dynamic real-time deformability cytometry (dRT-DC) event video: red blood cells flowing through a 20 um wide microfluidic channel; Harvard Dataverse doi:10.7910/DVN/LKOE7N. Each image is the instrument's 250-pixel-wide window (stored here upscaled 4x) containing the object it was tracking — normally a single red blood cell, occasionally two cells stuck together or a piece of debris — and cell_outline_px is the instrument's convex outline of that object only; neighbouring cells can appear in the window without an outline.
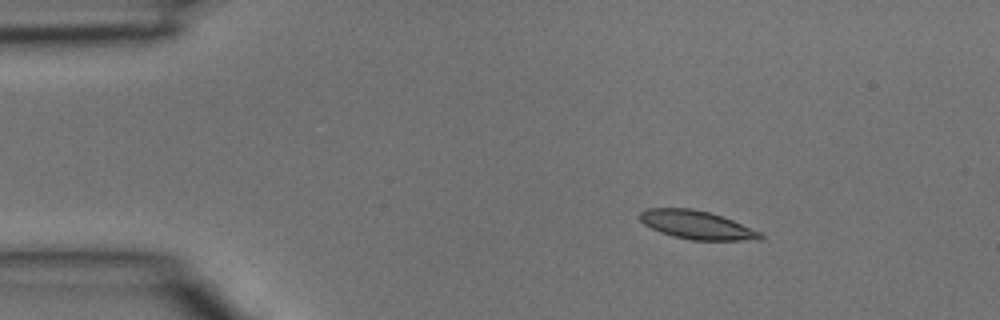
{"species": "common noctule bat (a hibernating species)", "species_latin": "Nyctalus noctula", "temperature_condition": "room temperature", "stored_images_in_passage": 39, "camera_frame_rate_fps": 3000, "um_per_image_px": 0.085, "animal": {"sex": "male", "body_mass_g": 15.6}, "frame": {"image": 1, "passage_image": 6, "time_ms": 1.667, "image_size_px": [1000, 320], "cell_outline_px": [[764, 240], [692, 240], [672, 236], [660, 232], [644, 224], [640, 220], [640, 212], [648, 208], [692, 208], [708, 212], [732, 220], [760, 232], [764, 236]], "centroid_in_image_um": [59.22, 19.12], "position_along_channel_um": 25.8, "area_um2": 19.83}}
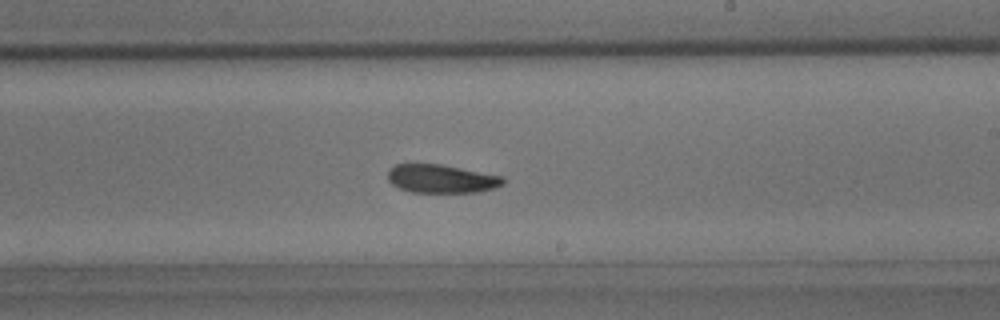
{"frame": {"image": 2, "passage_image": 23, "time_ms": 7.333, "image_size_px": [1000, 320], "cell_outline_px": [[504, 184], [496, 188], [476, 192], [412, 192], [400, 188], [392, 184], [388, 180], [388, 172], [396, 164], [440, 164], [504, 176]], "centroid_in_image_um": [37.56, 15.19], "position_along_channel_um": 251.4, "area_um2": 19.02}}
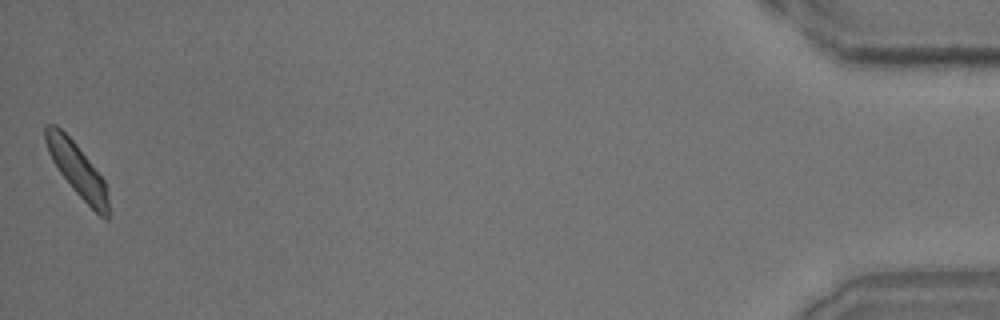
{"frame": {"image": 3, "passage_image": 39, "time_ms": 12.667, "image_size_px": [1000, 320], "cell_outline_px": [[108, 220], [104, 220], [72, 188], [60, 172], [52, 160], [48, 152], [44, 140], [44, 128], [48, 124], [56, 124], [76, 144], [104, 180], [108, 200]], "centroid_in_image_um": [6.53, 14.4], "position_along_channel_um": 428.7, "area_um2": 19.02}}